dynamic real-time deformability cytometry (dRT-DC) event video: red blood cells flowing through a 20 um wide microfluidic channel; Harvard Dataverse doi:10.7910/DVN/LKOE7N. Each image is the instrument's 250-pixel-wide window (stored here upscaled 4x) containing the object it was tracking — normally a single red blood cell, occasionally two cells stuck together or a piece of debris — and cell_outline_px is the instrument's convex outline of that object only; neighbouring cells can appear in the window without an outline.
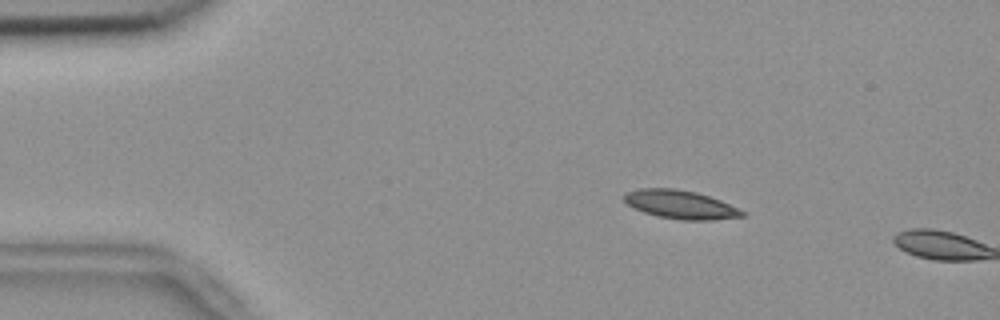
{"species": "common noctule bat (a hibernating species)", "species_latin": "Nyctalus noctula", "temperature_condition": "room temperature", "stored_images_in_passage": 11, "camera_frame_rate_fps": 3000, "um_per_image_px": 0.085, "animal": {"sex": "female", "body_mass_g": 18.4}, "frame": {"image": 1, "passage_image": 10, "time_ms": 3.0, "image_size_px": [1000, 320], "cell_outline_px": [[748, 212], [744, 216], [712, 220], [680, 220], [660, 216], [644, 212], [632, 208], [624, 200], [624, 192], [636, 188], [676, 188], [696, 192], [720, 200]], "centroid_in_image_um": [57.83, 17.38], "position_along_channel_um": 27.2, "area_um2": 19.77}}